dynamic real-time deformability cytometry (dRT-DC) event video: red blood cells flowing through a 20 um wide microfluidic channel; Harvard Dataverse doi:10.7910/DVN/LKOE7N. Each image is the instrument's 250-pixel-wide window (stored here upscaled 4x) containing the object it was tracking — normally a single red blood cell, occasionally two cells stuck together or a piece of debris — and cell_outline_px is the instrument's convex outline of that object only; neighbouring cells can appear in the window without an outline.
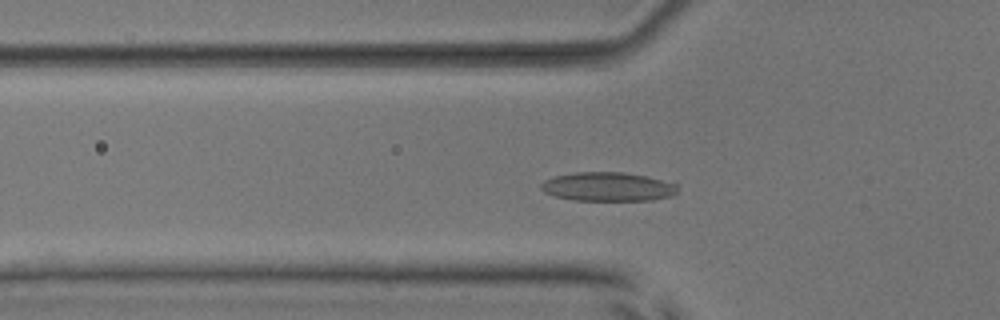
{"species": "common noctule bat (a hibernating species)", "species_latin": "Nyctalus noctula", "temperature_condition": "room temperature", "stored_images_in_passage": 53, "segment_of_instrument_passage": [1, 2], "camera_frame_rate_fps": 3000, "um_per_image_px": 0.085, "animal": {"sex": "male", "body_mass_g": 17.9, "forearm_length_mm": 54.2}, "frame": {"image": 1, "passage_image": 16, "time_ms": 5.0, "image_size_px": [1000, 320], "cell_outline_px": [[676, 192], [672, 196], [652, 200], [576, 200], [556, 196], [544, 192], [540, 188], [540, 184], [544, 180], [556, 176], [576, 172], [624, 172], [644, 176], [676, 184]], "centroid_in_image_um": [51.63, 15.87], "position_along_channel_um": 74.2, "area_um2": 22.72}}
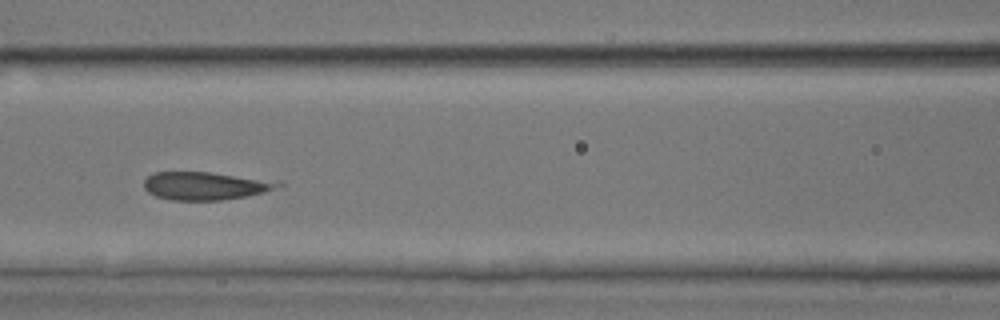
{"frame": {"image": 2, "passage_image": 22, "time_ms": 7.0, "image_size_px": [1000, 320], "cell_outline_px": [[284, 184], [264, 192], [224, 200], [172, 200], [156, 196], [148, 192], [144, 188], [144, 180], [152, 172], [208, 172]], "centroid_in_image_um": [17.28, 15.81], "position_along_channel_um": 149.3, "area_um2": 21.04}}
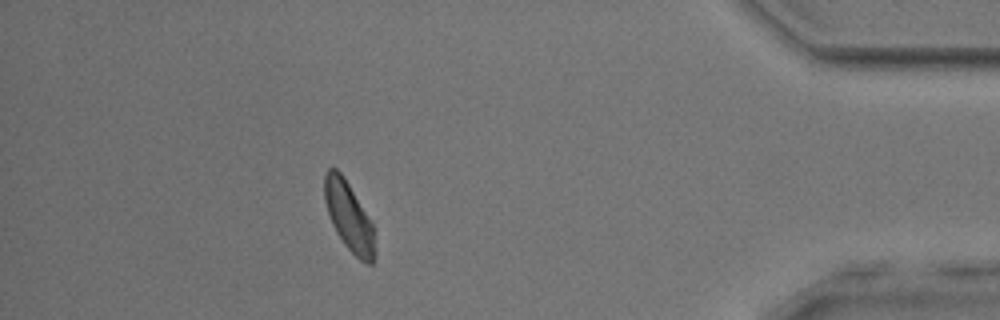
{"frame": {"image": 3, "passage_image": 46, "time_ms": 15.0, "image_size_px": [1000, 320], "cell_outline_px": [[376, 256], [372, 264], [368, 264], [360, 260], [344, 244], [336, 232], [332, 224], [324, 200], [324, 176], [328, 168], [336, 168], [340, 172], [348, 184], [372, 224], [376, 252]], "centroid_in_image_um": [29.65, 18.44], "position_along_channel_um": 405.6, "area_um2": 19.88}}